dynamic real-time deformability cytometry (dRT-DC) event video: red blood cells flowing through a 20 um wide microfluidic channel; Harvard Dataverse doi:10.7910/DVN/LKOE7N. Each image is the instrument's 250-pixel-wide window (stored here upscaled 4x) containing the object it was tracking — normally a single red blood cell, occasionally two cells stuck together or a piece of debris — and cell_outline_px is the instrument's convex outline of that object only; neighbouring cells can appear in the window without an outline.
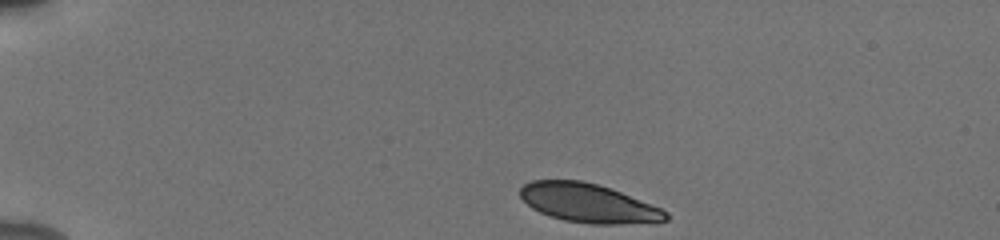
{"species": "human", "species_latin": "Homo sapiens", "temperature_condition": "cold", "stored_images_in_passage": 43, "camera_frame_rate_fps": 3000, "um_per_image_px": 0.085, "donor": {"sex": "male"}, "frame": {"image": 1, "passage_image": 1, "time_ms": 0.0, "image_size_px": [1000, 240], "cell_outline_px": [[668, 220], [620, 224], [592, 224], [564, 220], [540, 212], [532, 208], [520, 196], [520, 188], [524, 184], [532, 180], [580, 180], [596, 184], [620, 192], [660, 208], [668, 212]], "centroid_in_image_um": [49.97, 17.26], "position_along_channel_um": 35.0, "area_um2": 32.43}}
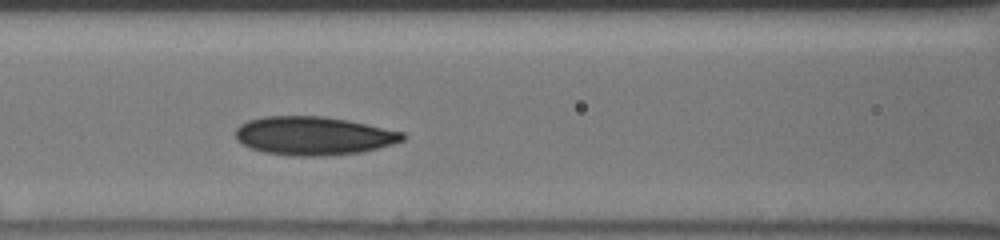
{"frame": {"image": 2, "passage_image": 15, "time_ms": 4.667, "image_size_px": [1000, 240], "cell_outline_px": [[408, 136], [404, 140], [392, 144], [360, 152], [324, 156], [300, 156], [264, 152], [252, 148], [236, 140], [236, 128], [240, 124], [248, 120], [264, 116], [324, 116], [348, 120], [404, 132]], "centroid_in_image_um": [26.66, 11.53], "position_along_channel_um": 139.9, "area_um2": 37.4}}
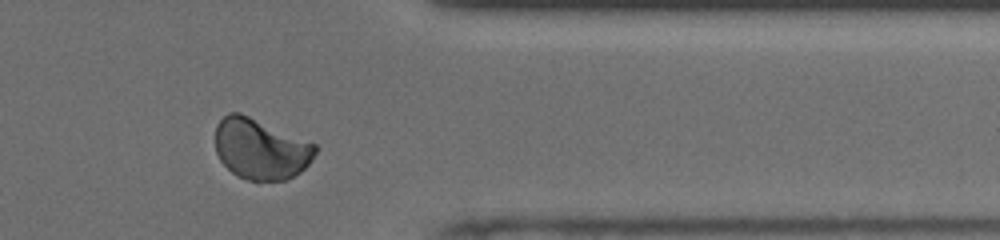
{"frame": {"image": 3, "passage_image": 35, "time_ms": 11.333, "image_size_px": [1000, 240], "cell_outline_px": [[316, 152], [312, 160], [300, 172], [284, 180], [248, 180], [236, 176], [220, 160], [216, 152], [216, 124], [228, 112], [240, 112], [316, 144]], "centroid_in_image_um": [22.14, 12.65], "position_along_channel_um": 389.3, "area_um2": 35.2}, "authors_computed_cell_mechanics": {"area_um2": 35.3158, "velocity_mm_per_s": 3.8448, "shape_relaxation_time_tau1_ms": 3.9006, "shape_relaxation_time_tau2_ms": 6.0911, "deformation_change_tau1": 0.0871, "deformation_change_tau2": 0.0701}}